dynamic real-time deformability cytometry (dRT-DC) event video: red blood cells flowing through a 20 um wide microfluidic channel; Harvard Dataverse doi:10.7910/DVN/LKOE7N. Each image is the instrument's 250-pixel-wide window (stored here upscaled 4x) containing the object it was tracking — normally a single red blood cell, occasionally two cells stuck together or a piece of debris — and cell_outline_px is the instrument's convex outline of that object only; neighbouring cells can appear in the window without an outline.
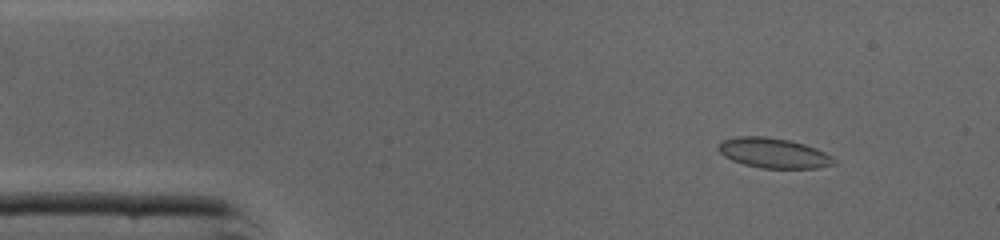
{"species": "common noctule bat (a hibernating species)", "species_latin": "Nyctalus noctula", "temperature_condition": "cold", "stored_images_in_passage": 44, "camera_frame_rate_fps": 3000, "um_per_image_px": 0.085, "animal": {"sex": "male", "body_mass_g": 19.0, "forearm_length_mm": 50.8}, "frame": {"image": 1, "passage_image": 4, "time_ms": 1.0, "image_size_px": [1000, 240], "cell_outline_px": [[836, 164], [816, 168], [760, 168], [744, 164], [732, 160], [724, 156], [716, 148], [724, 140], [736, 136], [764, 136], [788, 140], [804, 144], [816, 148], [832, 156], [836, 160]], "centroid_in_image_um": [65.76, 13.01], "position_along_channel_um": 19.2, "area_um2": 20.17}}
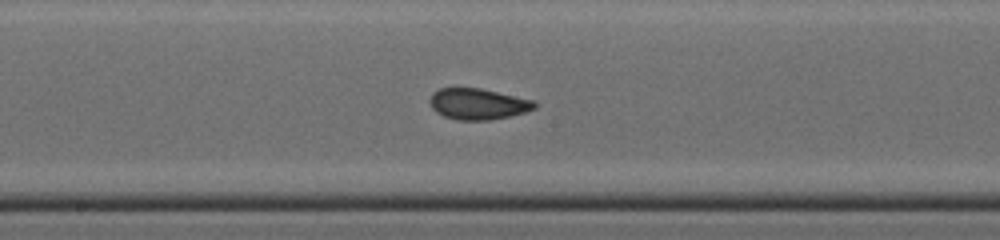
{"frame": {"image": 2, "passage_image": 22, "time_ms": 7.0, "image_size_px": [1000, 240], "cell_outline_px": [[536, 108], [524, 112], [508, 116], [488, 120], [456, 120], [444, 116], [436, 112], [432, 108], [428, 100], [432, 92], [440, 88], [480, 88], [536, 100]], "centroid_in_image_um": [40.61, 8.83], "position_along_channel_um": 207.6, "area_um2": 19.07}}
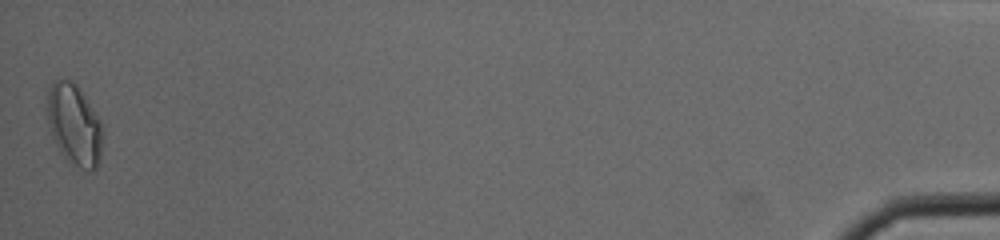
{"frame": {"image": 3, "passage_image": 44, "time_ms": 14.333, "image_size_px": [1000, 240], "cell_outline_px": [[100, 160], [96, 168], [92, 172], [80, 168], [68, 160], [60, 152], [52, 136], [48, 124], [48, 92], [52, 80], [72, 80], [76, 84], [100, 120]], "centroid_in_image_um": [6.29, 10.61], "position_along_channel_um": 428.9, "area_um2": 25.61}, "authors_computed_cell_mechanics": {"area_um2": 19.4786, "velocity_mm_per_s": 4.3724, "shape_relaxation_time_tau1_ms": null, "shape_relaxation_time_tau2_ms": 1.1974, "deformation_change_tau1": null, "deformation_change_tau2": 0.0596}}